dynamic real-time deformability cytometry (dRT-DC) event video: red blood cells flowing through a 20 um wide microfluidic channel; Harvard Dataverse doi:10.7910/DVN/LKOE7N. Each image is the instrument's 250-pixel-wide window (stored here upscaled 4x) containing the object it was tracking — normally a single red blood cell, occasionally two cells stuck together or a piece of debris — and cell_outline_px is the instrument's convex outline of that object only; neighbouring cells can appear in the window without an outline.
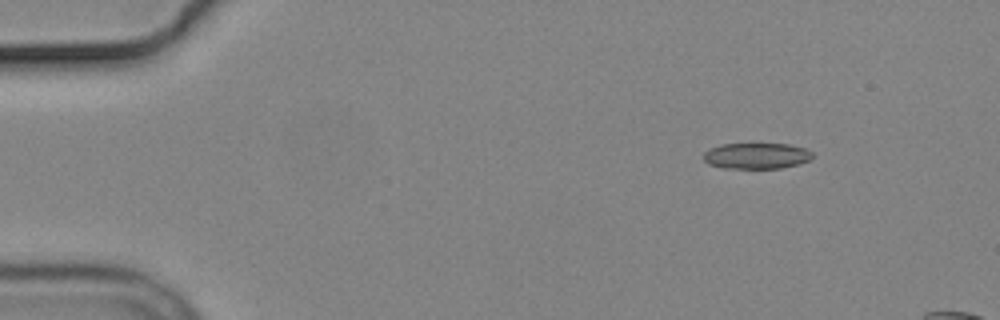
{"species": "common noctule bat (a hibernating species)", "species_latin": "Nyctalus noctula", "temperature_condition": "cold", "stored_images_in_passage": 4, "camera_frame_rate_fps": 3000, "um_per_image_px": 0.085, "animal": {"sex": "male", "body_mass_g": 19.2, "forearm_length_mm": 51.8}, "frame": {"image": 1, "passage_image": 1, "time_ms": 0.0, "image_size_px": [1000, 320], "cell_outline_px": [[812, 156], [808, 160], [800, 164], [780, 168], [720, 168], [708, 164], [704, 160], [704, 152], [720, 144], [788, 144], [804, 148], [812, 152]], "centroid_in_image_um": [64.28, 13.25], "position_along_channel_um": 20.7, "area_um2": 16.42}}